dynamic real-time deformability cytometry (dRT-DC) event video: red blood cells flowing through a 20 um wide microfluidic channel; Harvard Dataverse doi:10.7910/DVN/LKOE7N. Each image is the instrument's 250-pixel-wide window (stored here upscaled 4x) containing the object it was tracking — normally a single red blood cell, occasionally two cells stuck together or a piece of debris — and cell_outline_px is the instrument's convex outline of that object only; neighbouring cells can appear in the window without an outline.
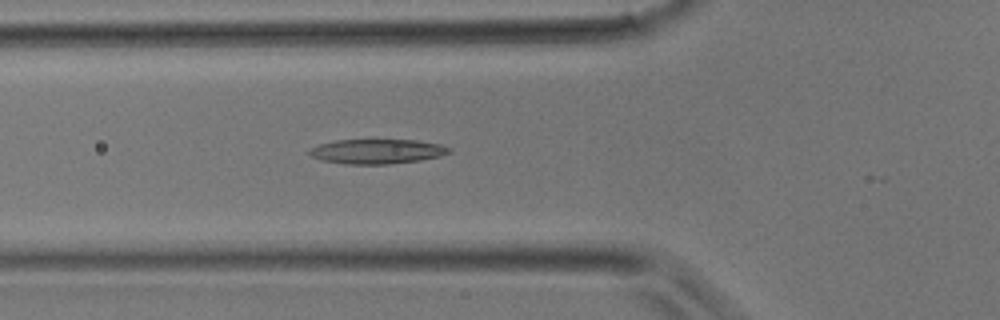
{"species": "common noctule bat (a hibernating species)", "species_latin": "Nyctalus noctula", "temperature_condition": "room temperature", "stored_images_in_passage": 30, "camera_frame_rate_fps": 3000, "um_per_image_px": 0.085, "animal": {"sex": "male", "body_mass_g": 17.9}, "frame": {"image": 1, "passage_image": 10, "time_ms": 3.0, "image_size_px": [1000, 320], "cell_outline_px": [[452, 152], [440, 156], [420, 160], [388, 164], [344, 164], [320, 160], [304, 152], [308, 148], [320, 144], [336, 140], [416, 140], [440, 144], [452, 148]], "centroid_in_image_um": [32.01, 12.87], "position_along_channel_um": 93.8, "area_um2": 20.29}}
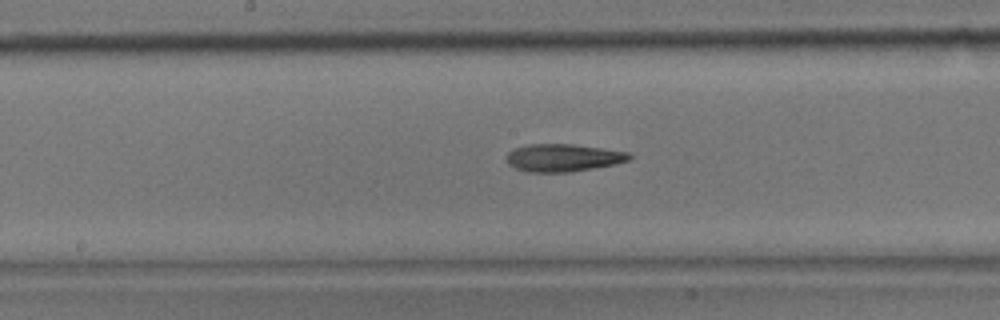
{"frame": {"image": 2, "passage_image": 16, "time_ms": 5.0, "image_size_px": [1000, 320], "cell_outline_px": [[632, 156], [628, 160], [616, 164], [568, 172], [528, 172], [516, 168], [508, 164], [508, 152], [512, 148], [528, 144], [572, 144], [628, 152]], "centroid_in_image_um": [47.84, 13.4], "position_along_channel_um": 200.4, "area_um2": 19.59}}
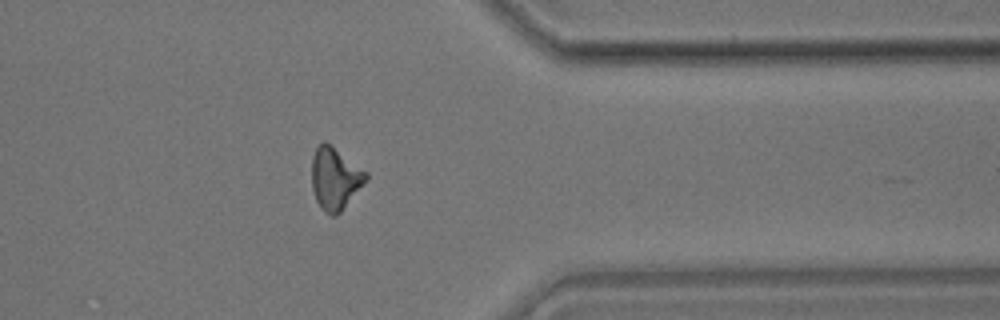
{"frame": {"image": 3, "passage_image": 27, "time_ms": 8.667, "image_size_px": [1000, 320], "cell_outline_px": [[368, 180], [340, 212], [336, 216], [332, 216], [324, 212], [320, 208], [316, 200], [312, 188], [312, 156], [316, 148], [324, 140], [368, 172]], "centroid_in_image_um": [28.48, 15.19], "position_along_channel_um": 382.9, "area_um2": 19.71}}